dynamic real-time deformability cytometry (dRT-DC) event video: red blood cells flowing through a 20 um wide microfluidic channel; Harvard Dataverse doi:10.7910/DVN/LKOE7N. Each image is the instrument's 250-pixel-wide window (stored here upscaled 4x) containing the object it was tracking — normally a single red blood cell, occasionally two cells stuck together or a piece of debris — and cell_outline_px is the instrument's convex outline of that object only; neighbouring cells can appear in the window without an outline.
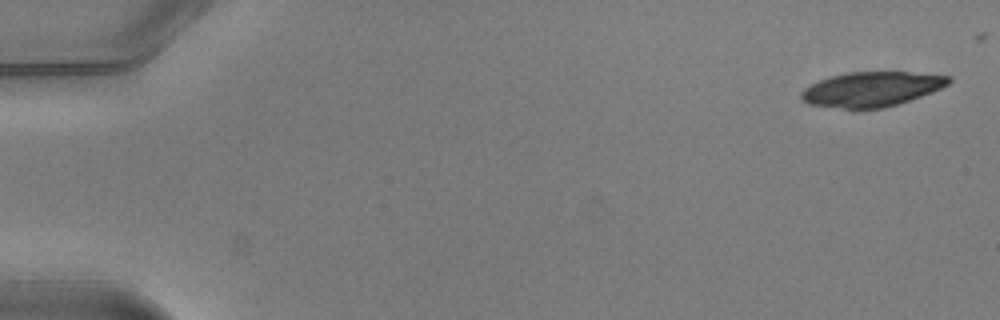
{"species": "common noctule bat (a hibernating species)", "species_latin": "Nyctalus noctula", "temperature_condition": "warm", "stored_images_in_passage": 11, "camera_frame_rate_fps": 3000, "um_per_image_px": 0.085, "animal": {"sex": "male", "body_mass_g": 20.5, "forearm_length_mm": 52.5}, "frame": {"image": 1, "passage_image": 1, "time_ms": 0.0, "image_size_px": [1000, 320], "cell_outline_px": [[952, 80], [948, 84], [932, 92], [884, 108], [852, 112], [808, 104], [800, 96], [800, 92], [804, 88], [820, 80], [832, 76], [848, 72], [908, 72], [948, 76]], "centroid_in_image_um": [74.01, 7.63], "position_along_channel_um": 11.0, "area_um2": 30.29}}